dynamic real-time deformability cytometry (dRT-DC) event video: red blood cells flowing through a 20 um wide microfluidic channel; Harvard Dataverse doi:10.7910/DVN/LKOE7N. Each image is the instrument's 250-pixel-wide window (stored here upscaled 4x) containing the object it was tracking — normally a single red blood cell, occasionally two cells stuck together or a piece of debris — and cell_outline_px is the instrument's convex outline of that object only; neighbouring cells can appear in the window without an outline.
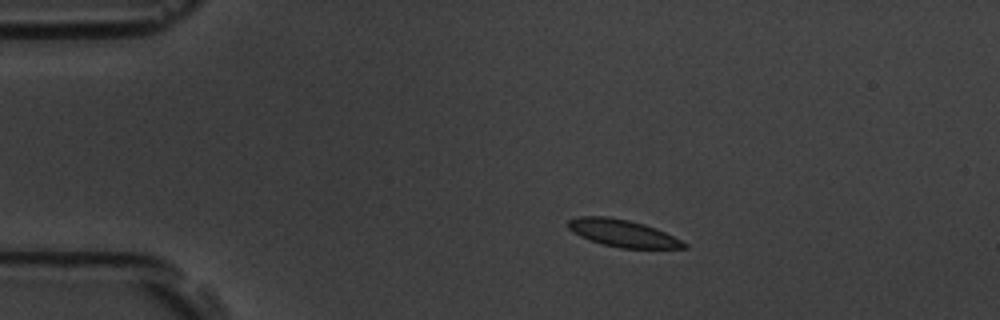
{"species": "common noctule bat (a hibernating species)", "species_latin": "Nyctalus noctula", "temperature_condition": "room temperature", "stored_images_in_passage": 47, "camera_frame_rate_fps": 3000, "um_per_image_px": 0.085, "animal": {"sex": "male", "body_mass_g": 19.5, "forearm_length_mm": 54.6}, "frame": {"image": 1, "passage_image": 1, "time_ms": 0.0, "image_size_px": [1000, 320], "cell_outline_px": [[688, 248], [620, 248], [588, 240], [572, 232], [568, 228], [568, 220], [580, 216], [608, 216], [628, 220], [644, 224], [656, 228], [688, 244]], "centroid_in_image_um": [52.9, 19.82], "position_along_channel_um": 32.1, "area_um2": 18.26}}
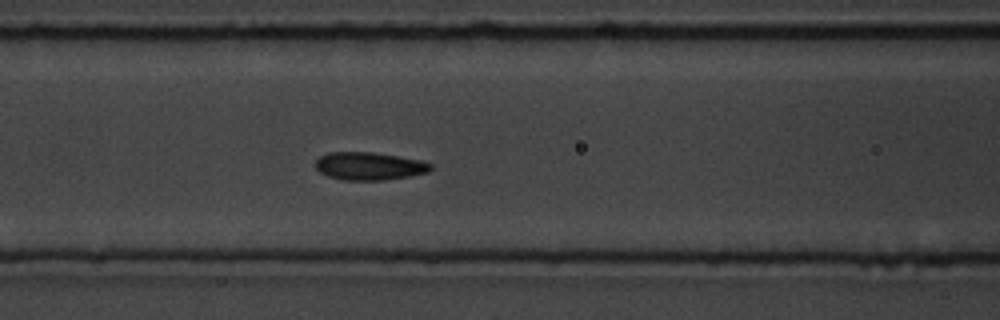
{"frame": {"image": 2, "passage_image": 14, "time_ms": 4.333, "image_size_px": [1000, 320], "cell_outline_px": [[432, 168], [428, 172], [408, 176], [384, 180], [344, 180], [328, 176], [320, 172], [316, 168], [316, 160], [320, 156], [328, 152], [372, 152], [420, 160], [432, 164]], "centroid_in_image_um": [31.37, 14.12], "position_along_channel_um": 135.2, "area_um2": 18.55}}
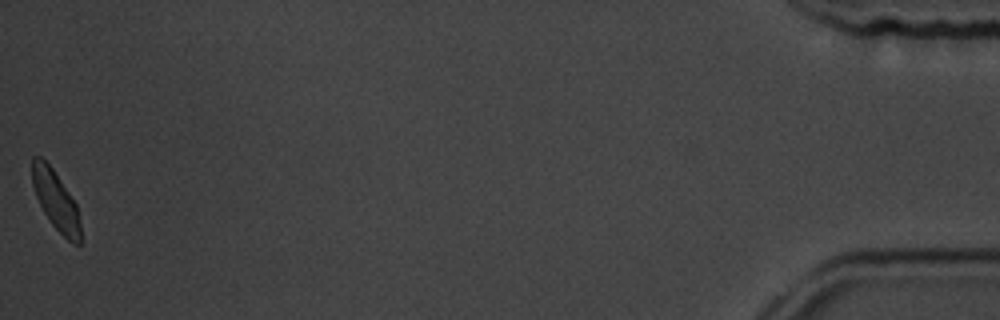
{"frame": {"image": 3, "passage_image": 47, "time_ms": 15.333, "image_size_px": [1000, 320], "cell_outline_px": [[80, 244], [72, 244], [52, 224], [44, 212], [36, 196], [32, 184], [32, 156], [40, 156], [52, 168], [76, 204], [80, 224]], "centroid_in_image_um": [4.73, 17.03], "position_along_channel_um": 430.5, "area_um2": 16.3}, "authors_computed_cell_mechanics": {"area_um2": 18.4382, "velocity_mm_per_s": 3.5768, "shape_relaxation_time_tau1_ms": 2.5849, "shape_relaxation_time_tau2_ms": 0.5513, "deformation_change_tau1": 0.0927, "deformation_change_tau2": 0.0655}}